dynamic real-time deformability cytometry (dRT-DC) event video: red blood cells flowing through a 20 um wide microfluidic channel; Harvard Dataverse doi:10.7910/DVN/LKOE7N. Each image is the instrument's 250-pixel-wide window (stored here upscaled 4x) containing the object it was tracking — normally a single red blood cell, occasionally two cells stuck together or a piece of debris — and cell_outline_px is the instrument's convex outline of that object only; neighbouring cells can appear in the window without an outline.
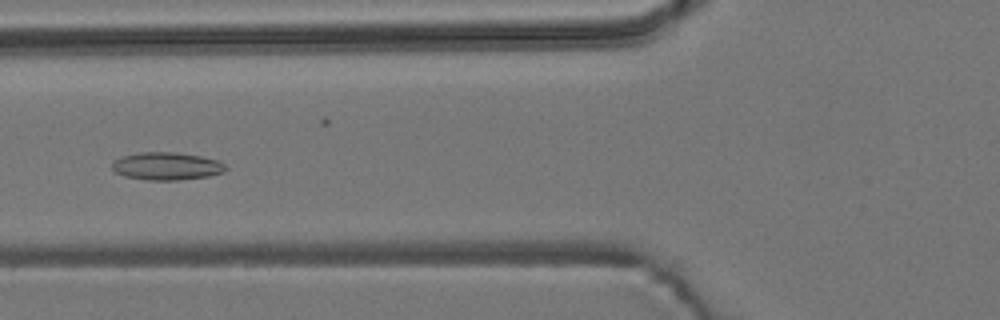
{"species": "common noctule bat (a hibernating species)", "species_latin": "Nyctalus noctula", "temperature_condition": "room temperature", "stored_images_in_passage": 47, "camera_frame_rate_fps": 3000, "um_per_image_px": 0.085, "animal": {"sex": "male", "body_mass_g": 19.2, "forearm_length_mm": 51.8}, "frame": {"image": 1, "passage_image": 12, "time_ms": 3.667, "image_size_px": [1000, 320], "cell_outline_px": [[228, 168], [224, 172], [208, 176], [180, 180], [148, 180], [124, 176], [116, 172], [112, 168], [112, 160], [120, 156], [140, 152], [176, 152], [200, 156], [216, 160], [224, 164]], "centroid_in_image_um": [14.13, 14.12], "position_along_channel_um": 111.7, "area_um2": 18.44}}
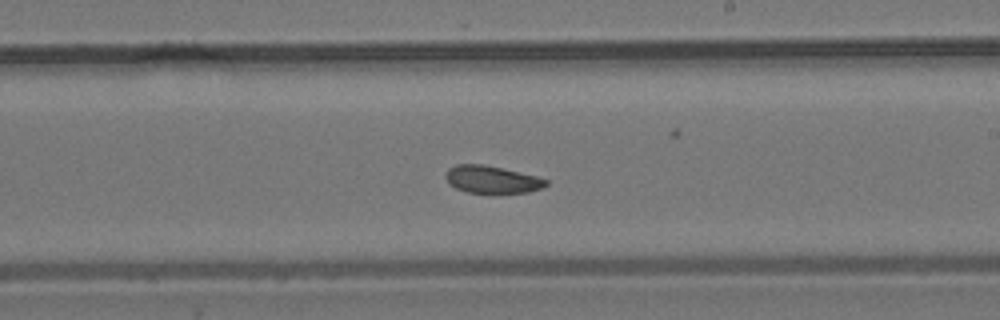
{"frame": {"image": 2, "passage_image": 23, "time_ms": 7.333, "image_size_px": [1000, 320], "cell_outline_px": [[548, 184], [544, 188], [528, 192], [468, 192], [456, 188], [448, 184], [444, 176], [448, 168], [456, 164], [480, 164], [500, 168], [536, 176], [548, 180]], "centroid_in_image_um": [41.78, 15.25], "position_along_channel_um": 247.2, "area_um2": 15.84}}
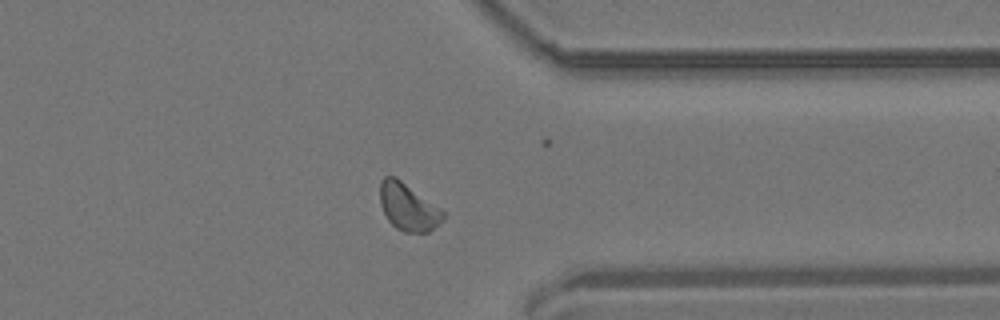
{"frame": {"image": 3, "passage_image": 34, "time_ms": 11.0, "image_size_px": [1000, 320], "cell_outline_px": [[444, 216], [440, 224], [428, 232], [404, 232], [396, 228], [388, 220], [380, 204], [380, 180], [384, 176], [396, 176], [440, 208], [444, 212]], "centroid_in_image_um": [34.68, 17.58], "position_along_channel_um": 376.7, "area_um2": 17.34}, "authors_computed_cell_mechanics": {"area_um2": 17.051, "velocity_mm_per_s": 3.7017, "shape_relaxation_time_tau1_ms": null, "shape_relaxation_time_tau2_ms": 8.7518, "deformation_change_tau1": null, "deformation_change_tau2": 0.1127}}